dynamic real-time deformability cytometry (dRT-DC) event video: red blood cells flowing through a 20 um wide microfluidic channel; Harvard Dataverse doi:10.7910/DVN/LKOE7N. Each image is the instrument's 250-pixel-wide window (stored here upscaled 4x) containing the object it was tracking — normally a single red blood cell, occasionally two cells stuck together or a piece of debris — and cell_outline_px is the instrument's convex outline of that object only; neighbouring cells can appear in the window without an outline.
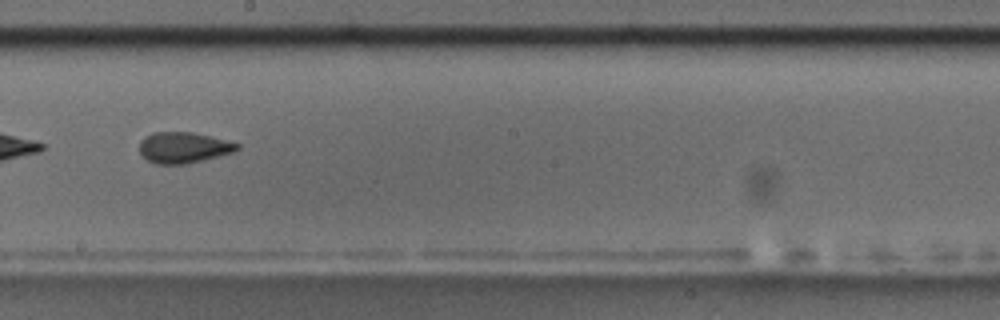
{"species": "common noctule bat (a hibernating species)", "species_latin": "Nyctalus noctula", "temperature_condition": "room temperature", "stored_images_in_passage": 14, "segment_of_instrument_passage": [2, 2], "camera_frame_rate_fps": 3000, "um_per_image_px": 0.085, "animal": {"sex": "male", "body_mass_g": 17.5, "forearm_length_mm": 52.3}, "frame": {"image": 1, "passage_image": 8, "time_ms": 9.0, "image_size_px": [1000, 320], "cell_outline_px": [[240, 148], [232, 152], [188, 164], [156, 164], [148, 160], [140, 152], [140, 140], [144, 136], [152, 132], [192, 132], [240, 144]], "centroid_in_image_um": [15.56, 12.54], "position_along_channel_um": 232.6, "area_um2": 17.46}}